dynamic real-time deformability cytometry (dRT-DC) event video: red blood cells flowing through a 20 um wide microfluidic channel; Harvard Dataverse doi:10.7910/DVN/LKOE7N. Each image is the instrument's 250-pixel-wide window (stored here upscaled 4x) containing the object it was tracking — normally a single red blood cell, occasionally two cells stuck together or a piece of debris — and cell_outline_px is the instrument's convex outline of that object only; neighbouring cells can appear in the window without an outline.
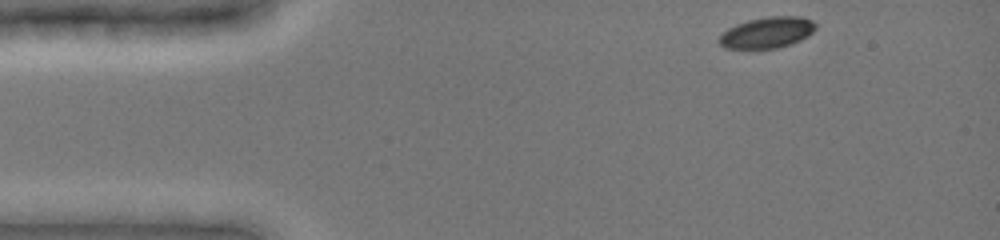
{"species": "common noctule bat (a hibernating species)", "species_latin": "Nyctalus noctula", "temperature_condition": "cold", "stored_images_in_passage": 41, "camera_frame_rate_fps": 3000, "um_per_image_px": 0.085, "animal": {"sex": "female", "body_mass_g": 19.0, "forearm_length_mm": 51.5}, "frame": {"image": 1, "passage_image": 1, "time_ms": 0.0, "image_size_px": [1000, 240], "cell_outline_px": [[816, 28], [808, 36], [792, 44], [776, 48], [724, 48], [716, 40], [728, 28], [736, 24], [748, 20], [772, 16], [800, 16], [812, 20], [816, 24]], "centroid_in_image_um": [65.21, 2.76], "position_along_channel_um": 19.8, "area_um2": 17.46}}
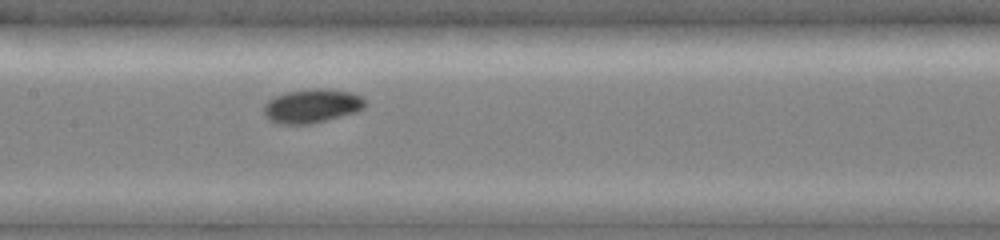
{"frame": {"image": 2, "passage_image": 19, "time_ms": 6.0, "image_size_px": [1000, 240], "cell_outline_px": [[364, 108], [356, 112], [312, 124], [276, 124], [268, 120], [264, 112], [264, 104], [268, 100], [276, 96], [288, 92], [316, 88], [324, 88], [352, 92], [360, 96], [364, 100]], "centroid_in_image_um": [26.49, 9.02], "position_along_channel_um": 180.9, "area_um2": 20.0}}
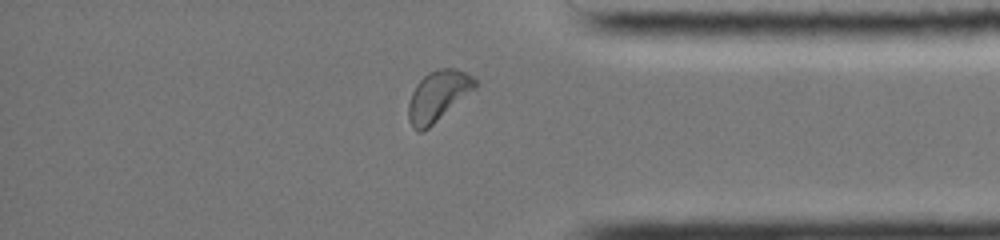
{"frame": {"image": 3, "passage_image": 36, "time_ms": 11.667, "image_size_px": [1000, 240], "cell_outline_px": [[476, 88], [424, 132], [416, 132], [412, 128], [408, 120], [408, 104], [412, 92], [416, 84], [428, 72], [440, 68], [452, 68], [464, 72], [472, 76], [476, 80]], "centroid_in_image_um": [37.2, 8.18], "position_along_channel_um": 398.0, "area_um2": 19.59}}